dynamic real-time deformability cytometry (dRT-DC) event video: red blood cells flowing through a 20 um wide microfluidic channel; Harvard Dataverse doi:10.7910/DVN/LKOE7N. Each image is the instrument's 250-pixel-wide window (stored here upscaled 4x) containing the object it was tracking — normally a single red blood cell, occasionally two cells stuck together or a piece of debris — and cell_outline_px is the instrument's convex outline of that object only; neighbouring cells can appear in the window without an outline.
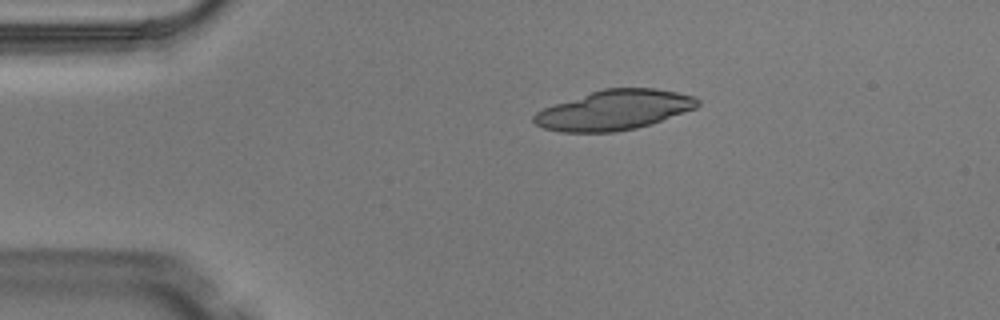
{"species": "Egyptian fruit bat (a non-hibernating species)", "species_latin": "Rousettus aegyptiacus", "temperature_condition": "warm", "stored_images_in_passage": 2, "camera_frame_rate_fps": 3000, "um_per_image_px": 0.085, "animal": {"sex": "male"}, "frame": {"image": 1, "passage_image": 1, "time_ms": 0.0, "image_size_px": [1000, 320], "cell_outline_px": [[700, 104], [696, 108], [636, 128], [616, 132], [560, 132], [544, 128], [536, 124], [532, 120], [532, 116], [536, 112], [544, 108], [604, 88], [656, 88], [696, 96], [700, 100]], "centroid_in_image_um": [52.22, 9.35], "position_along_channel_um": 32.8, "area_um2": 37.63}}